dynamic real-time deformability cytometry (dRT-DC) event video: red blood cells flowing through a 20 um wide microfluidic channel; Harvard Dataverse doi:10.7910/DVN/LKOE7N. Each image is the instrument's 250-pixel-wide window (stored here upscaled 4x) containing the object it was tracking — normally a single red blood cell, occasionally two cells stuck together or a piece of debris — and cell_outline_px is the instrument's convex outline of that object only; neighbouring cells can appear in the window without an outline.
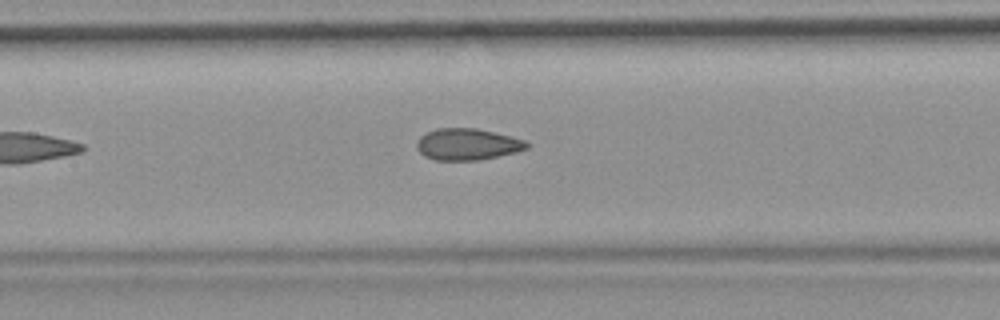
{"species": "common noctule bat (a hibernating species)", "species_latin": "Nyctalus noctula", "temperature_condition": "room temperature", "stored_images_in_passage": 7, "camera_frame_rate_fps": 3000, "um_per_image_px": 0.085, "animal": {"sex": "female", "body_mass_g": 19.9}, "frame": {"image": 1, "passage_image": 7, "time_ms": 7.0, "image_size_px": [1000, 320], "cell_outline_px": [[528, 148], [516, 152], [480, 160], [436, 160], [424, 156], [416, 148], [416, 140], [420, 136], [436, 128], [476, 128], [524, 140], [528, 144]], "centroid_in_image_um": [39.68, 12.27], "position_along_channel_um": 167.7, "area_um2": 20.11}}